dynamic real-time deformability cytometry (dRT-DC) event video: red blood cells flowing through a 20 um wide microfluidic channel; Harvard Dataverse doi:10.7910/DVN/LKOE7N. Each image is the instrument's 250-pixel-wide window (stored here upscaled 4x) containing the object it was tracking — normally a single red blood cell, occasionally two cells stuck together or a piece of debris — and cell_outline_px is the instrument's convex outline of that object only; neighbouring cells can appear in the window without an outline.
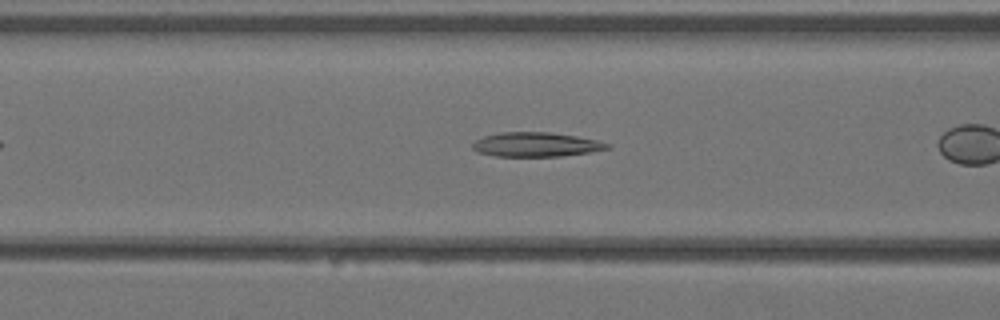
{"species": "Egyptian fruit bat (a non-hibernating species)", "species_latin": "Rousettus aegyptiacus", "temperature_condition": "warm", "stored_images_in_passage": 8, "camera_frame_rate_fps": 3000, "um_per_image_px": 0.085, "animal": {"sex": "female"}, "frame": {"image": 1, "passage_image": 6, "time_ms": 1.667, "image_size_px": [1000, 320], "cell_outline_px": [[612, 148], [588, 152], [560, 156], [496, 156], [476, 152], [472, 148], [472, 144], [476, 140], [484, 136], [500, 132], [548, 132], [576, 136], [596, 140], [612, 144]], "centroid_in_image_um": [45.56, 12.28], "position_along_channel_um": 121.0, "area_um2": 19.07}}